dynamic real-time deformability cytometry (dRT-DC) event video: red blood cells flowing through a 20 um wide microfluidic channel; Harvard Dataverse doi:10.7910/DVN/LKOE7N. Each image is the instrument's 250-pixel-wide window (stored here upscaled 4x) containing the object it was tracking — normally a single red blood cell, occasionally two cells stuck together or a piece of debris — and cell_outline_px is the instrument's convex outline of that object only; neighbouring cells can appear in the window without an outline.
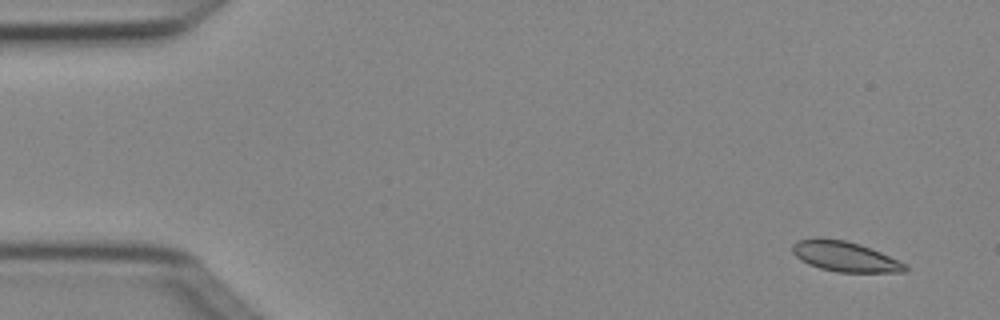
{"species": "Egyptian fruit bat (a non-hibernating species)", "species_latin": "Rousettus aegyptiacus", "temperature_condition": "cold", "stored_images_in_passage": 4, "camera_frame_rate_fps": 3000, "um_per_image_px": 0.085, "animal": {"sex": "female"}, "frame": {"image": 1, "passage_image": 1, "time_ms": 0.0, "image_size_px": [1000, 320], "cell_outline_px": [[908, 268], [904, 272], [836, 272], [820, 268], [808, 264], [800, 260], [792, 252], [792, 244], [796, 240], [816, 236], [820, 236], [844, 240], [860, 244], [900, 260]], "centroid_in_image_um": [71.76, 21.78], "position_along_channel_um": 13.2, "area_um2": 20.11}}
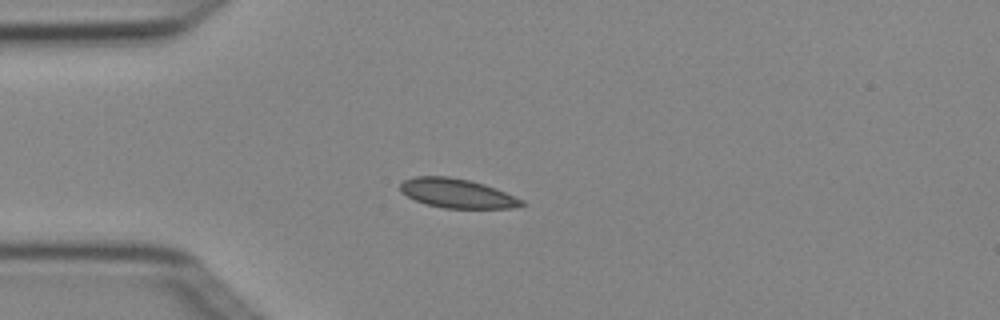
{"frame": {"image": 2, "passage_image": 4, "time_ms": 1.0, "image_size_px": [1000, 320], "cell_outline_px": [[528, 204], [512, 208], [444, 208], [428, 204], [416, 200], [400, 192], [400, 184], [404, 180], [412, 176], [448, 176], [468, 180], [484, 184], [496, 188], [524, 200]], "centroid_in_image_um": [38.87, 16.43], "position_along_channel_um": 46.1, "area_um2": 20.69}}